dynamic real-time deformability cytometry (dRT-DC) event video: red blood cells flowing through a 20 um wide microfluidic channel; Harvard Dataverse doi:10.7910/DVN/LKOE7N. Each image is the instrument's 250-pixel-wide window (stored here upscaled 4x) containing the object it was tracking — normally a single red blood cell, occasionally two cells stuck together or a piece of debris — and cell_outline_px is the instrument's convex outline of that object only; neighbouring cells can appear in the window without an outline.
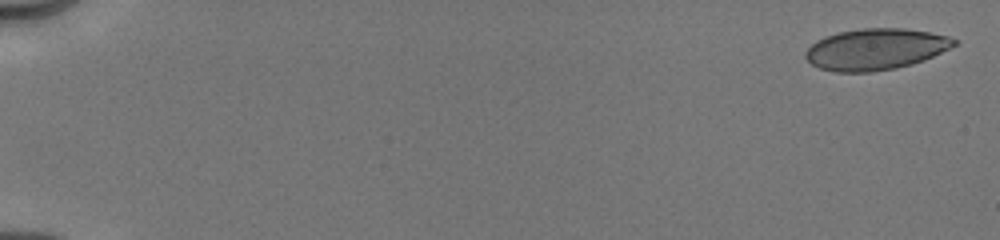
{"species": "human", "species_latin": "Homo sapiens", "temperature_condition": "cold", "stored_images_in_passage": 13, "camera_frame_rate_fps": 3000, "um_per_image_px": 0.085, "donor": {"sex": "male"}, "frame": {"image": 1, "passage_image": 1, "time_ms": 0.0, "image_size_px": [1000, 240], "cell_outline_px": [[956, 44], [924, 60], [912, 64], [896, 68], [872, 72], [832, 72], [820, 68], [812, 64], [804, 56], [804, 52], [816, 40], [824, 36], [840, 32], [864, 28], [904, 28], [928, 32], [948, 36], [956, 40]], "centroid_in_image_um": [74.38, 4.19], "position_along_channel_um": 10.6, "area_um2": 35.6}}
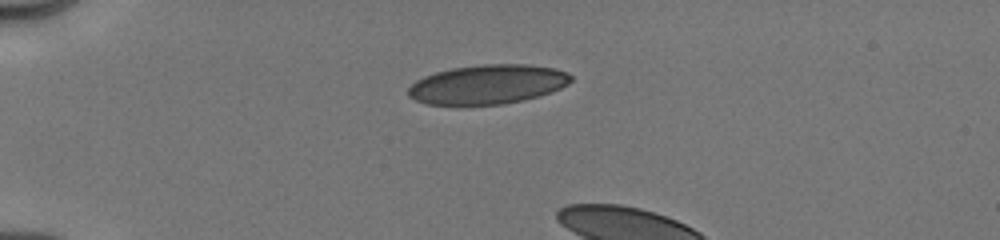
{"frame": {"image": 2, "passage_image": 10, "time_ms": 4.333, "image_size_px": [1000, 240], "cell_outline_px": [[572, 80], [568, 84], [560, 88], [540, 96], [524, 100], [504, 104], [428, 104], [416, 100], [408, 96], [408, 88], [416, 80], [424, 76], [436, 72], [452, 68], [484, 64], [524, 64], [552, 68], [568, 72], [572, 76]], "centroid_in_image_um": [41.46, 7.17], "position_along_channel_um": 43.5, "area_um2": 37.11}}